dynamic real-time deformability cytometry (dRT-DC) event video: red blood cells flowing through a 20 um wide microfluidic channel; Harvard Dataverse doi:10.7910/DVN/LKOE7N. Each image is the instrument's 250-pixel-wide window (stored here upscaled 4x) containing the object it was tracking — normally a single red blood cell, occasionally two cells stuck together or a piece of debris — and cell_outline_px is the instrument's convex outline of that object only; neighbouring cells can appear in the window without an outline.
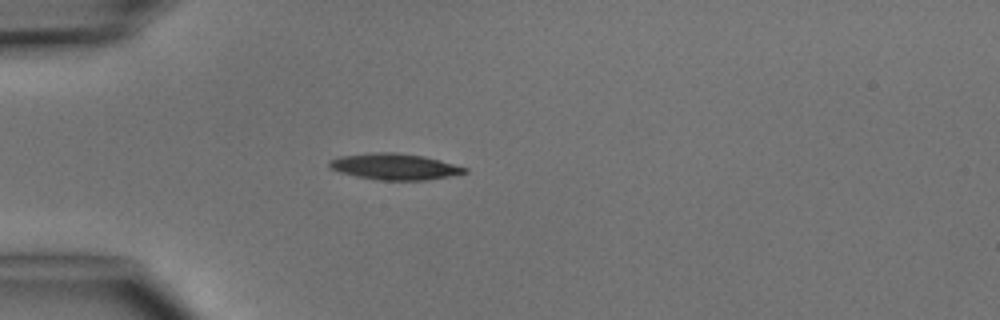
{"species": "common noctule bat (a hibernating species)", "species_latin": "Nyctalus noctula", "temperature_condition": "cold", "stored_images_in_passage": 1, "camera_frame_rate_fps": 3000, "um_per_image_px": 0.085, "animal": {"sex": "male", "body_mass_g": 15.6}, "frame": {"image": 1, "passage_image": 1, "time_ms": 0.0, "image_size_px": [1000, 320], "cell_outline_px": [[468, 172], [428, 180], [380, 180], [356, 176], [340, 172], [332, 168], [328, 164], [328, 160], [340, 156], [372, 152], [396, 152], [424, 156], [440, 160], [468, 168]], "centroid_in_image_um": [33.54, 14.15], "position_along_channel_um": 51.5, "area_um2": 20.63}}